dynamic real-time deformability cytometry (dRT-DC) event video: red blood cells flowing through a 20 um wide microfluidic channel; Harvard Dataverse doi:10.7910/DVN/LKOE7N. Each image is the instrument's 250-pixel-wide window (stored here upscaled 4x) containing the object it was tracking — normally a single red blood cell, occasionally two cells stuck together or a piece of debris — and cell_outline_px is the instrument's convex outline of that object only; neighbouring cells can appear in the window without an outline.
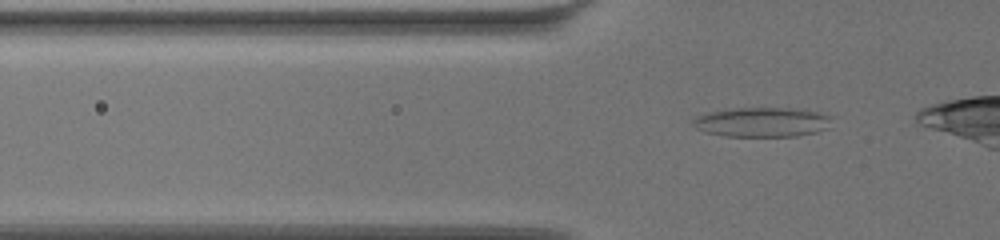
{"species": "common noctule bat (a hibernating species)", "species_latin": "Nyctalus noctula", "temperature_condition": "warm", "stored_images_in_passage": 36, "camera_frame_rate_fps": 3000, "um_per_image_px": 0.085, "animal": {"sex": "female", "body_mass_g": 19.5, "forearm_length_mm": 54.1}, "frame": {"image": 1, "passage_image": 3, "time_ms": 0.667, "image_size_px": [1000, 240], "cell_outline_px": [[832, 128], [816, 132], [796, 136], [724, 136], [704, 132], [696, 128], [692, 124], [692, 120], [696, 116], [708, 112], [736, 108], [804, 108], [832, 116]], "centroid_in_image_um": [64.84, 10.37], "position_along_channel_um": 61.0, "area_um2": 24.39}}
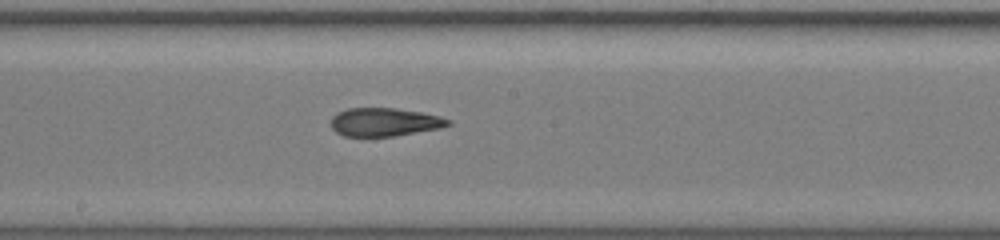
{"frame": {"image": 2, "passage_image": 17, "time_ms": 5.333, "image_size_px": [1000, 240], "cell_outline_px": [[452, 124], [440, 128], [392, 136], [344, 136], [336, 132], [332, 128], [332, 116], [336, 112], [348, 108], [396, 108], [420, 112], [440, 116], [452, 120]], "centroid_in_image_um": [32.69, 10.36], "position_along_channel_um": 215.5, "area_um2": 19.31}}
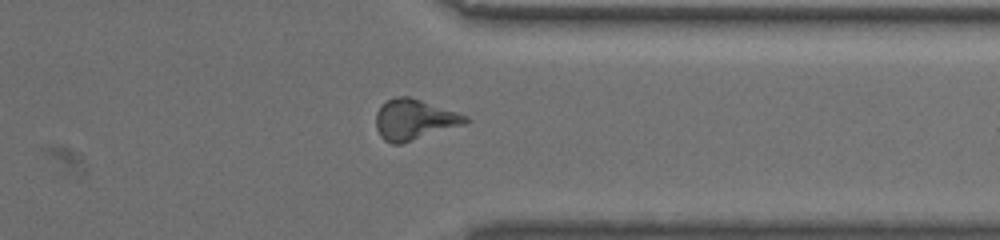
{"frame": {"image": 3, "passage_image": 31, "time_ms": 10.0, "image_size_px": [1000, 240], "cell_outline_px": [[468, 124], [400, 144], [392, 144], [384, 140], [380, 136], [376, 128], [376, 112], [388, 100], [396, 96], [408, 96], [468, 116]], "centroid_in_image_um": [35.22, 10.18], "position_along_channel_um": 376.2, "area_um2": 21.04}}